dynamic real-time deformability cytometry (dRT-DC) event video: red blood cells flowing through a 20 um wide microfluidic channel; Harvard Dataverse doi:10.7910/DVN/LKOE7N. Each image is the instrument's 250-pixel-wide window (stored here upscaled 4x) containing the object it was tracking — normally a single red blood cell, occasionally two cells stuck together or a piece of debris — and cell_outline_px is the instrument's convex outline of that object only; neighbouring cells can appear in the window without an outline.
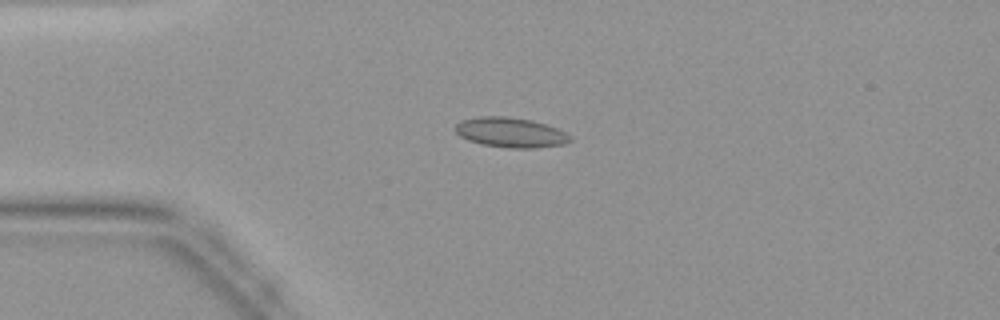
{"species": "common noctule bat (a hibernating species)", "species_latin": "Nyctalus noctula", "temperature_condition": "warm", "stored_images_in_passage": 43, "camera_frame_rate_fps": 3000, "um_per_image_px": 0.085, "animal": {"sex": "female", "body_mass_g": 19.9}, "frame": {"image": 1, "passage_image": 10, "time_ms": 3.0, "image_size_px": [1000, 320], "cell_outline_px": [[572, 140], [564, 144], [536, 148], [508, 148], [480, 144], [468, 140], [460, 136], [456, 132], [456, 124], [460, 120], [480, 116], [508, 116], [532, 120], [556, 128], [572, 136]], "centroid_in_image_um": [43.39, 11.26], "position_along_channel_um": 41.6, "area_um2": 20.11}}
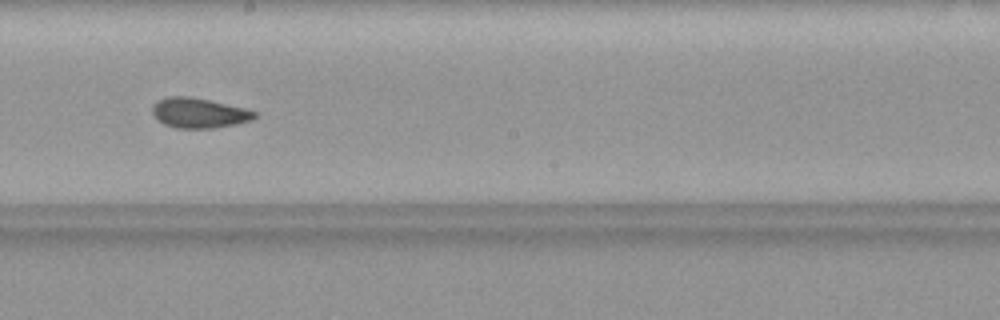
{"frame": {"image": 2, "passage_image": 24, "time_ms": 7.667, "image_size_px": [1000, 320], "cell_outline_px": [[256, 116], [252, 120], [236, 124], [212, 128], [176, 128], [164, 124], [156, 120], [152, 112], [152, 108], [160, 100], [168, 96], [188, 96], [208, 100], [244, 108], [256, 112]], "centroid_in_image_um": [16.9, 9.61], "position_along_channel_um": 231.3, "area_um2": 17.69}}
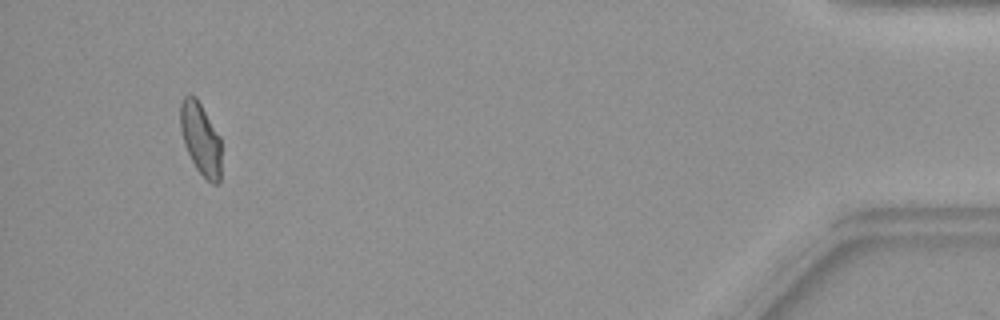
{"frame": {"image": 3, "passage_image": 41, "time_ms": 13.333, "image_size_px": [1000, 320], "cell_outline_px": [[220, 180], [216, 184], [212, 184], [196, 168], [184, 144], [180, 132], [180, 100], [188, 92], [196, 96], [220, 136]], "centroid_in_image_um": [17.03, 11.72], "position_along_channel_um": 418.2, "area_um2": 17.34}}